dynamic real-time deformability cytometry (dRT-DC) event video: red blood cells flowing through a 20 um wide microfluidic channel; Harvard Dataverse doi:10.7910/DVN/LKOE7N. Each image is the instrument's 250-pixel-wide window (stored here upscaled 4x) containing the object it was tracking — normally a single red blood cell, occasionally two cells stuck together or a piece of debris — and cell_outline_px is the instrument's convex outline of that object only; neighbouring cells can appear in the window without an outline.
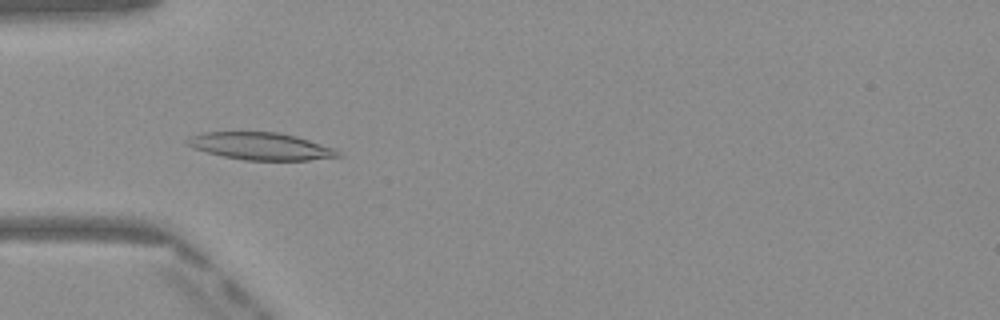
{"species": "Egyptian fruit bat (a non-hibernating species)", "species_latin": "Rousettus aegyptiacus", "temperature_condition": "warm", "stored_images_in_passage": 44, "camera_frame_rate_fps": 3000, "um_per_image_px": 0.085, "frame": {"image": 1, "passage_image": 10, "time_ms": 3.0, "image_size_px": [1000, 320], "cell_outline_px": [[344, 156], [308, 160], [244, 160], [224, 156], [192, 148], [184, 144], [184, 140], [188, 136], [204, 132], [280, 132], [296, 136], [336, 148]], "centroid_in_image_um": [22.15, 12.42], "position_along_channel_um": 62.8, "area_um2": 24.22}}
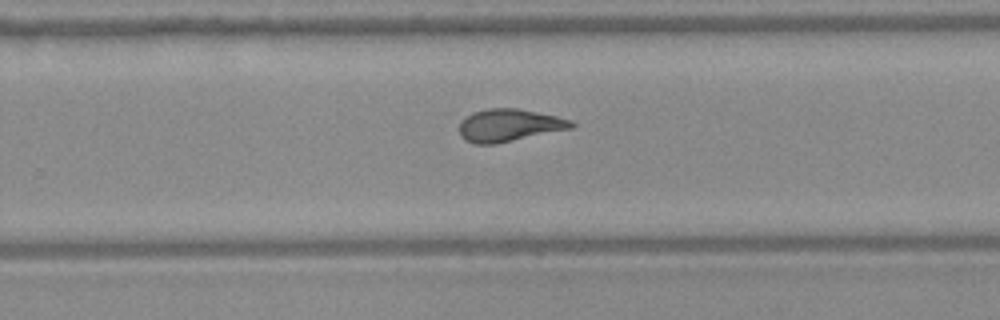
{"frame": {"image": 2, "passage_image": 26, "time_ms": 8.333, "image_size_px": [1000, 320], "cell_outline_px": [[576, 124], [572, 128], [496, 144], [476, 144], [464, 140], [460, 136], [460, 124], [472, 112], [488, 108], [520, 108], [556, 116], [572, 120]], "centroid_in_image_um": [43.29, 10.65], "position_along_channel_um": 286.5, "area_um2": 21.21}}
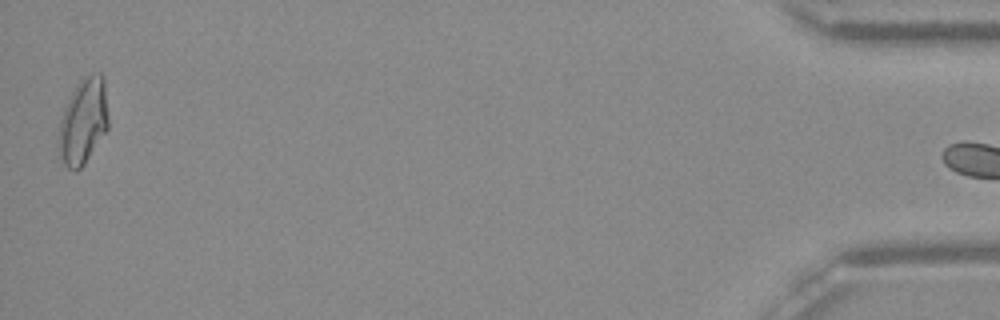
{"frame": {"image": 3, "passage_image": 43, "time_ms": 14.0, "image_size_px": [1000, 320], "cell_outline_px": [[108, 128], [84, 164], [76, 172], [68, 168], [64, 164], [60, 156], [60, 120], [68, 96], [76, 84], [84, 76], [100, 72], [104, 76], [108, 116]], "centroid_in_image_um": [7.09, 10.27], "position_along_channel_um": 428.1, "area_um2": 24.74}, "authors_computed_cell_mechanics": {"area_um2": 21.4149, "velocity_mm_per_s": 4.0977, "shape_relaxation_time_tau1_ms": null, "shape_relaxation_time_tau2_ms": 1.4848, "deformation_change_tau1": null, "deformation_change_tau2": 0.0879}}